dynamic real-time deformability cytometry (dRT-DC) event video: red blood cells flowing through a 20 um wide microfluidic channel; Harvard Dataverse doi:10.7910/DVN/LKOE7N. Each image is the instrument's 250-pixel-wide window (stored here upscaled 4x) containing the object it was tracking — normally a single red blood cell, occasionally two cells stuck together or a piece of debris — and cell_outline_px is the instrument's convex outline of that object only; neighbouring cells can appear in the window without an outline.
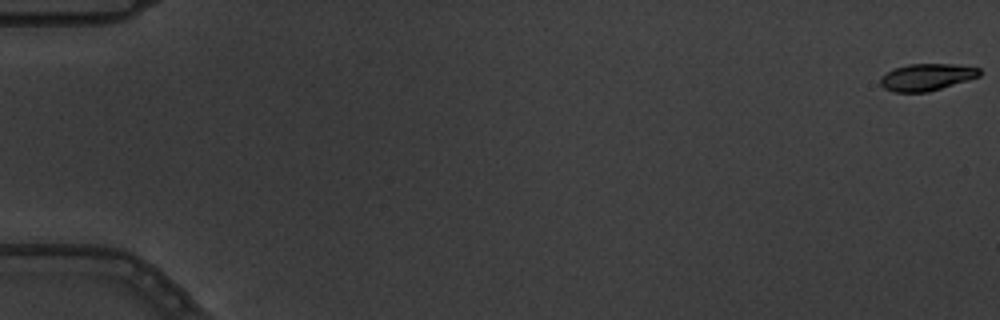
{"species": "common noctule bat (a hibernating species)", "species_latin": "Nyctalus noctula", "temperature_condition": "warm", "stored_images_in_passage": 5, "camera_frame_rate_fps": 3000, "um_per_image_px": 0.085, "animal": {"sex": "male", "body_mass_g": 19.5, "forearm_length_mm": 54.6}, "frame": {"image": 1, "passage_image": 1, "time_ms": 0.0, "image_size_px": [1000, 320], "cell_outline_px": [[980, 76], [968, 80], [928, 92], [892, 92], [884, 88], [880, 84], [880, 76], [892, 68], [908, 64], [952, 64], [980, 68]], "centroid_in_image_um": [78.72, 6.55], "position_along_channel_um": 6.3, "area_um2": 15.66}}
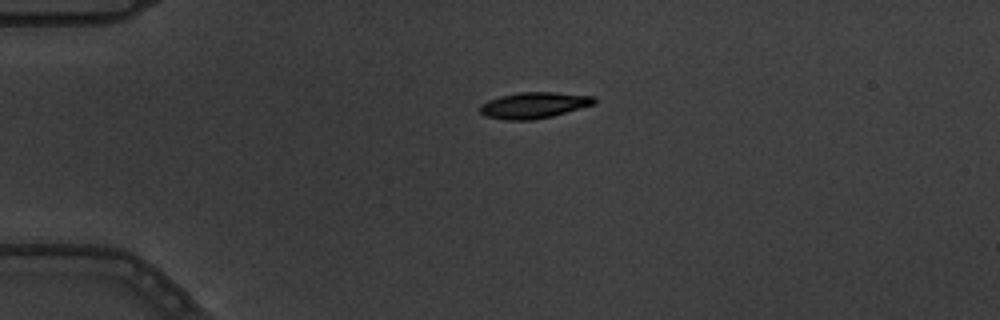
{"frame": {"image": 2, "passage_image": 4, "time_ms": 1.0, "image_size_px": [1000, 320], "cell_outline_px": [[596, 104], [552, 116], [532, 120], [504, 120], [484, 116], [480, 112], [480, 104], [488, 100], [500, 96], [520, 92], [556, 92], [596, 96]], "centroid_in_image_um": [45.39, 8.94], "position_along_channel_um": 39.6, "area_um2": 17.57}}